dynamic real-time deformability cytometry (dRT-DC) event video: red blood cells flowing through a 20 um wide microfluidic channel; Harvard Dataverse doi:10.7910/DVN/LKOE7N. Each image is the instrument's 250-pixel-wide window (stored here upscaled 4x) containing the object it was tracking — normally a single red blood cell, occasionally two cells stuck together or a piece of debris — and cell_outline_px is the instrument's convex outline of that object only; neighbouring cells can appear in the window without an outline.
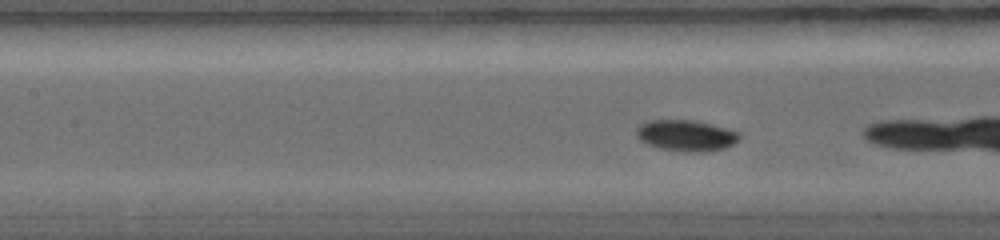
{"species": "common noctule bat (a hibernating species)", "species_latin": "Nyctalus noctula", "temperature_condition": "warm", "stored_images_in_passage": 22, "camera_frame_rate_fps": 5000, "um_per_image_px": 0.085, "animal": {"sex": "female", "body_mass_g": 19.0, "forearm_length_mm": 56.7}, "frame": {"image": 1, "passage_image": 7, "time_ms": 1.8, "image_size_px": [1000, 240], "cell_outline_px": [[740, 136], [732, 144], [724, 148], [708, 152], [684, 152], [660, 148], [648, 144], [640, 140], [636, 136], [636, 128], [644, 120], [696, 120], [712, 124], [740, 132]], "centroid_in_image_um": [58.29, 11.51], "position_along_channel_um": 149.1, "area_um2": 18.84}}